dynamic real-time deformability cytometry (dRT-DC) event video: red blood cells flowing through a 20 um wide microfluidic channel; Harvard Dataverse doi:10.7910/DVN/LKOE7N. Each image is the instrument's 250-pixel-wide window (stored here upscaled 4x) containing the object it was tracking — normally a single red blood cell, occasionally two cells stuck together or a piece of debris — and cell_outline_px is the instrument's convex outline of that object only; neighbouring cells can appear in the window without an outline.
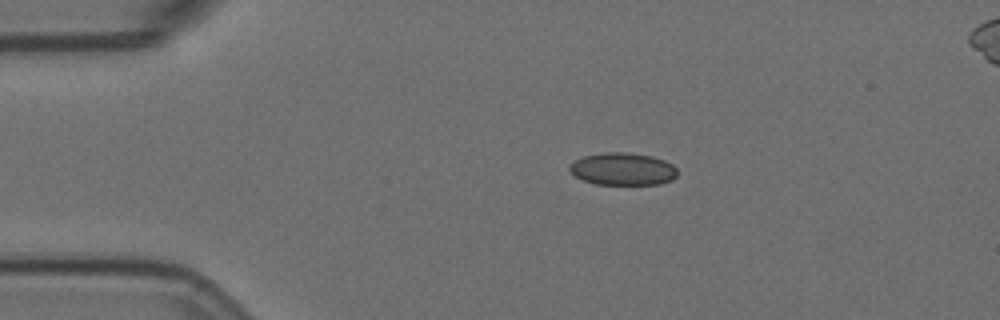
{"species": "Egyptian fruit bat (a non-hibernating species)", "species_latin": "Rousettus aegyptiacus", "temperature_condition": "room temperature", "stored_images_in_passage": 9, "camera_frame_rate_fps": 3000, "um_per_image_px": 0.085, "animal": {"sex": "female"}, "frame": {"image": 1, "passage_image": 1, "time_ms": 0.0, "image_size_px": [1000, 320], "cell_outline_px": [[676, 176], [672, 180], [660, 184], [596, 184], [584, 180], [576, 176], [568, 168], [568, 164], [584, 156], [604, 152], [628, 152], [652, 156], [664, 160], [672, 164], [676, 168]], "centroid_in_image_um": [52.94, 14.36], "position_along_channel_um": 32.1, "area_um2": 20.35}}
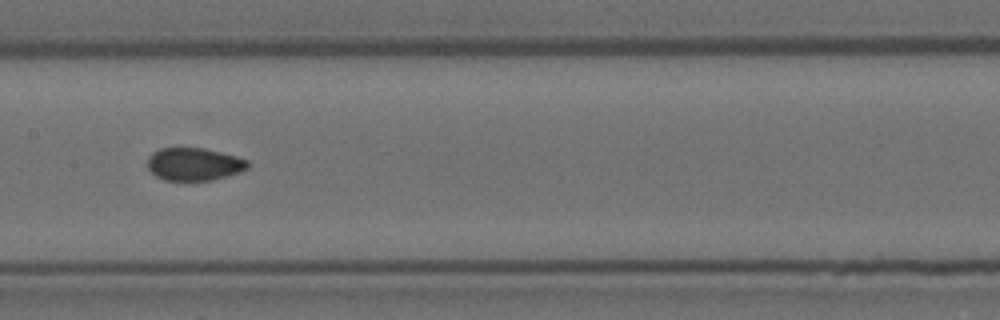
{"frame": {"image": 2, "passage_image": 6, "time_ms": 1.667, "image_size_px": [1000, 320], "cell_outline_px": [[248, 168], [212, 180], [164, 180], [156, 176], [148, 168], [148, 156], [152, 152], [160, 148], [204, 148], [236, 156], [248, 160]], "centroid_in_image_um": [16.45, 13.94], "position_along_channel_um": 190.9, "area_um2": 18.9}}
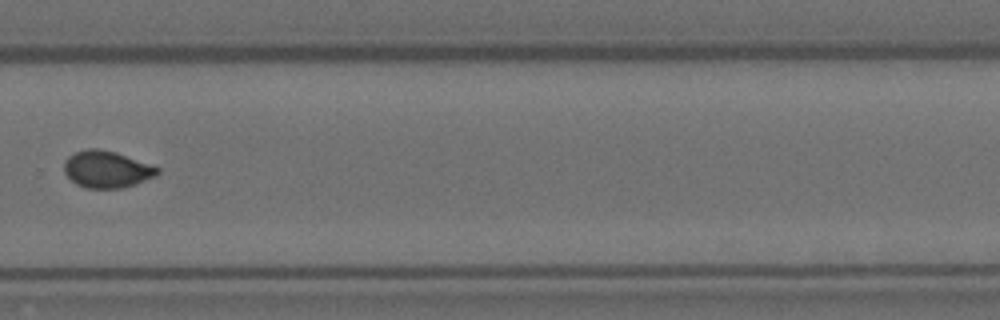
{"frame": {"image": 3, "passage_image": 9, "time_ms": 2.667, "image_size_px": [1000, 320], "cell_outline_px": [[160, 172], [156, 176], [136, 184], [124, 188], [84, 188], [76, 184], [64, 172], [64, 160], [68, 156], [76, 152], [88, 148], [96, 148], [116, 152], [160, 168]], "centroid_in_image_um": [9.07, 14.4], "position_along_channel_um": 320.7, "area_um2": 20.11}}